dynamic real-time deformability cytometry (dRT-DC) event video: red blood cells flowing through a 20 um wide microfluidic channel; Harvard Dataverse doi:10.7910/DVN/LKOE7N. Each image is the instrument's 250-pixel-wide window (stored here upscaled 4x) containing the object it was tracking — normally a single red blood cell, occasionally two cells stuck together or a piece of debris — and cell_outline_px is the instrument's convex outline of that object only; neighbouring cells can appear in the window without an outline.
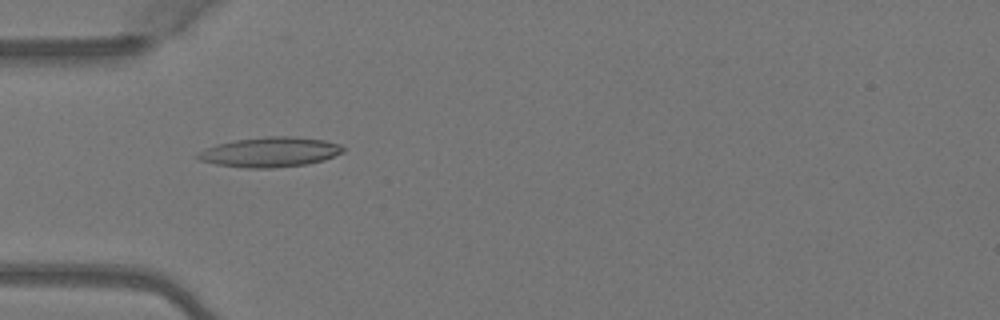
{"species": "Egyptian fruit bat (a non-hibernating species)", "species_latin": "Rousettus aegyptiacus", "temperature_condition": "warm", "stored_images_in_passage": 7, "camera_frame_rate_fps": 3000, "um_per_image_px": 0.085, "animal": {"sex": "female"}, "frame": {"image": 1, "passage_image": 5, "time_ms": 1.333, "image_size_px": [1000, 320], "cell_outline_px": [[344, 152], [324, 160], [308, 164], [272, 168], [244, 168], [216, 164], [200, 160], [196, 156], [200, 152], [216, 144], [236, 140], [264, 136], [292, 136], [324, 140], [340, 144], [344, 148]], "centroid_in_image_um": [22.99, 12.93], "position_along_channel_um": 62.0, "area_um2": 25.26}}
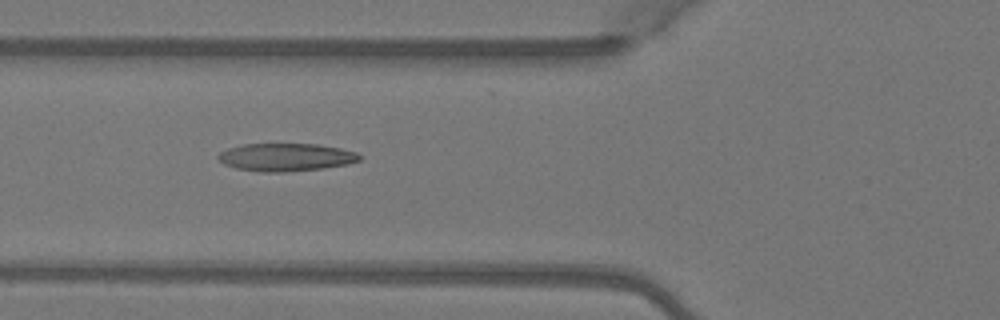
{"frame": {"image": 2, "passage_image": 6, "time_ms": 1.667, "image_size_px": [1000, 320], "cell_outline_px": [[360, 160], [348, 164], [324, 168], [288, 172], [260, 172], [236, 168], [224, 164], [216, 156], [220, 152], [228, 148], [244, 144], [316, 144], [340, 148], [356, 152], [360, 156]], "centroid_in_image_um": [24.29, 13.37], "position_along_channel_um": 101.5, "area_um2": 22.95}}
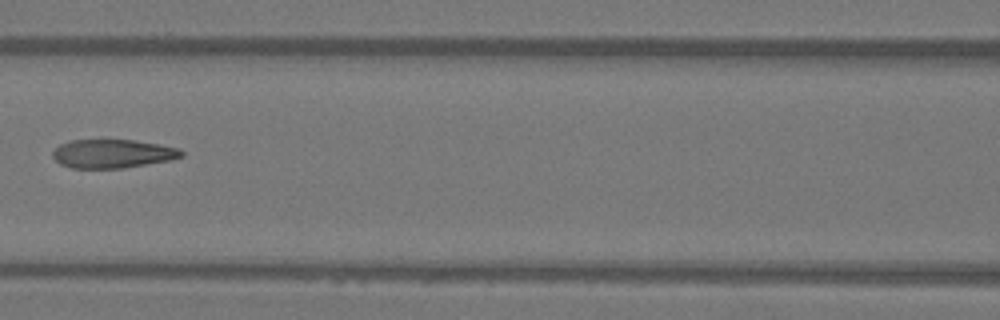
{"frame": {"image": 3, "passage_image": 7, "time_ms": 2.0, "image_size_px": [1000, 320], "cell_outline_px": [[184, 156], [172, 160], [124, 168], [72, 168], [60, 164], [52, 156], [52, 152], [60, 144], [72, 140], [132, 140], [160, 144], [180, 148], [184, 152]], "centroid_in_image_um": [9.61, 13.07], "position_along_channel_um": 157.0, "area_um2": 21.62}}